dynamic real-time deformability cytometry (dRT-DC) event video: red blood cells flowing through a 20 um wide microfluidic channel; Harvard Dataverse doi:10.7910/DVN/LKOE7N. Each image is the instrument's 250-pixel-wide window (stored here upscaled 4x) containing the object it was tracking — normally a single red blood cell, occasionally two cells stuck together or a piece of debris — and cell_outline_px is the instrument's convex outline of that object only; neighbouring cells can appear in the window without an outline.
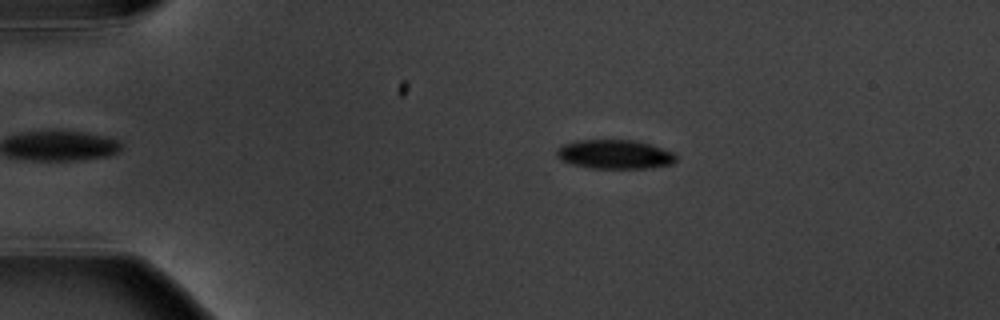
{"species": "common noctule bat (a hibernating species)", "species_latin": "Nyctalus noctula", "temperature_condition": "warm", "stored_images_in_passage": 6, "camera_frame_rate_fps": 3000, "um_per_image_px": 0.085, "animal": {"sex": "male", "body_mass_g": 20.1, "forearm_length_mm": 53.5}, "frame": {"image": 1, "passage_image": 1, "time_ms": 0.0, "image_size_px": [1000, 320], "cell_outline_px": [[676, 160], [672, 164], [648, 168], [588, 168], [572, 164], [560, 160], [556, 156], [556, 148], [564, 144], [576, 140], [636, 140], [652, 144], [672, 152], [676, 156]], "centroid_in_image_um": [52.22, 13.11], "position_along_channel_um": 32.8, "area_um2": 20.4}}
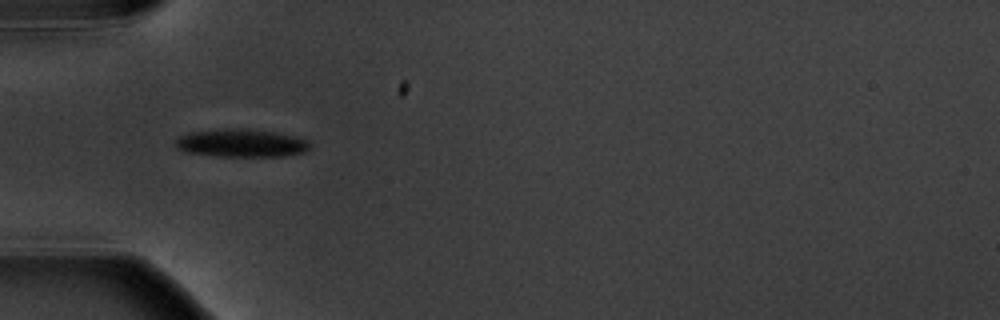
{"frame": {"image": 2, "passage_image": 3, "time_ms": 2.333, "image_size_px": [1000, 320], "cell_outline_px": [[312, 144], [304, 152], [284, 156], [216, 156], [184, 152], [176, 148], [176, 140], [180, 136], [188, 132], [224, 128], [248, 128], [276, 132], [296, 136], [308, 140]], "centroid_in_image_um": [20.51, 12.15], "position_along_channel_um": 64.5, "area_um2": 22.25}}
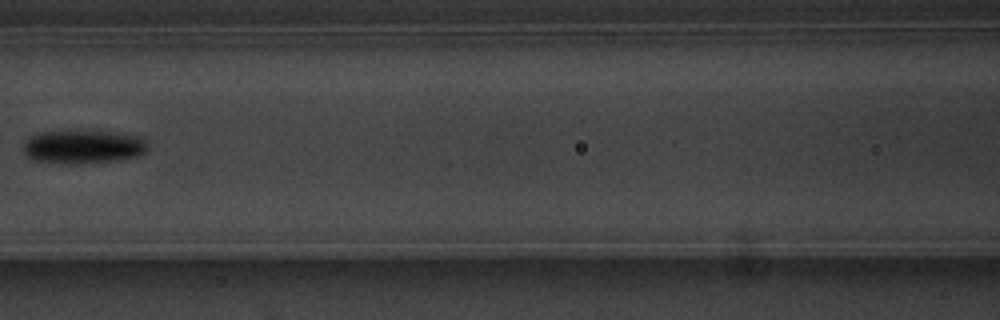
{"frame": {"image": 3, "passage_image": 5, "time_ms": 5.0, "image_size_px": [1000, 320], "cell_outline_px": [[148, 148], [144, 152], [136, 156], [112, 160], [80, 164], [36, 160], [28, 156], [24, 148], [24, 144], [32, 136], [40, 132], [76, 128], [92, 128], [120, 132], [144, 136], [148, 144]], "centroid_in_image_um": [7.15, 12.39], "position_along_channel_um": 159.4, "area_um2": 25.09}}